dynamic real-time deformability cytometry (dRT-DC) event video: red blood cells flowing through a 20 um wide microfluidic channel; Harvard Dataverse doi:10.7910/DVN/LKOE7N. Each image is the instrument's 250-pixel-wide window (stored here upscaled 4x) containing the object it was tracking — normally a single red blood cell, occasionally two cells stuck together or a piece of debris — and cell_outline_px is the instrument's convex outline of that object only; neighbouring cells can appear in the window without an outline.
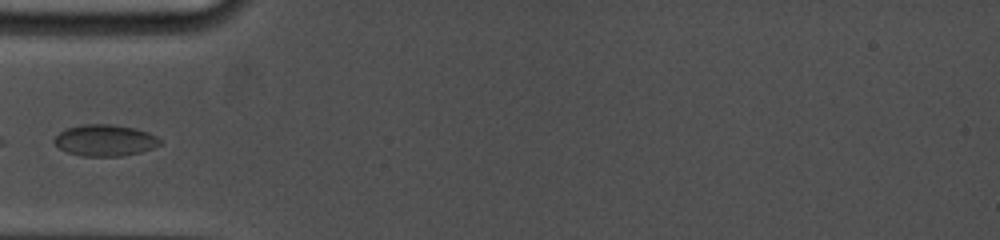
{"species": "common noctule bat (a hibernating species)", "species_latin": "Nyctalus noctula", "temperature_condition": "cold", "stored_images_in_passage": 20, "camera_frame_rate_fps": 5000, "um_per_image_px": 0.085, "animal": {"sex": "female", "body_mass_g": 19.0, "forearm_length_mm": 53.3}, "frame": {"image": 1, "passage_image": 1, "time_ms": 0.0, "image_size_px": [1000, 240], "cell_outline_px": [[164, 144], [140, 152], [120, 156], [84, 156], [68, 152], [60, 148], [52, 140], [60, 132], [68, 128], [80, 124], [112, 124], [136, 128], [148, 132], [164, 140]], "centroid_in_image_um": [8.98, 11.92], "position_along_channel_um": 76.0, "area_um2": 19.48}}